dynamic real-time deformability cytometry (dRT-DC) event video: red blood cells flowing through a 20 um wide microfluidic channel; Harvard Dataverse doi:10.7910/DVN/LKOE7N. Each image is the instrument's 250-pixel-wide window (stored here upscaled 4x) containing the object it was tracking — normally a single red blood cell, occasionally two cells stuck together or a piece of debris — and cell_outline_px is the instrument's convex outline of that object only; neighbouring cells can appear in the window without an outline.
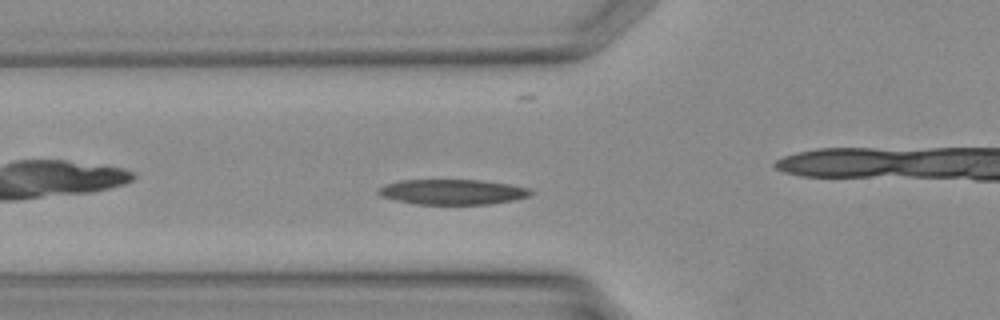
{"species": "Egyptian fruit bat (a non-hibernating species)", "species_latin": "Rousettus aegyptiacus", "temperature_condition": "warm", "stored_images_in_passage": 29, "camera_frame_rate_fps": 3000, "um_per_image_px": 0.085, "animal": {"sex": "female"}, "frame": {"image": 1, "passage_image": 5, "time_ms": 1.333, "image_size_px": [1000, 320], "cell_outline_px": [[536, 192], [532, 196], [512, 200], [488, 204], [416, 204], [396, 200], [384, 196], [376, 192], [376, 188], [384, 184], [400, 180], [484, 180], [532, 188]], "centroid_in_image_um": [38.51, 16.3], "position_along_channel_um": 87.3, "area_um2": 22.6}}